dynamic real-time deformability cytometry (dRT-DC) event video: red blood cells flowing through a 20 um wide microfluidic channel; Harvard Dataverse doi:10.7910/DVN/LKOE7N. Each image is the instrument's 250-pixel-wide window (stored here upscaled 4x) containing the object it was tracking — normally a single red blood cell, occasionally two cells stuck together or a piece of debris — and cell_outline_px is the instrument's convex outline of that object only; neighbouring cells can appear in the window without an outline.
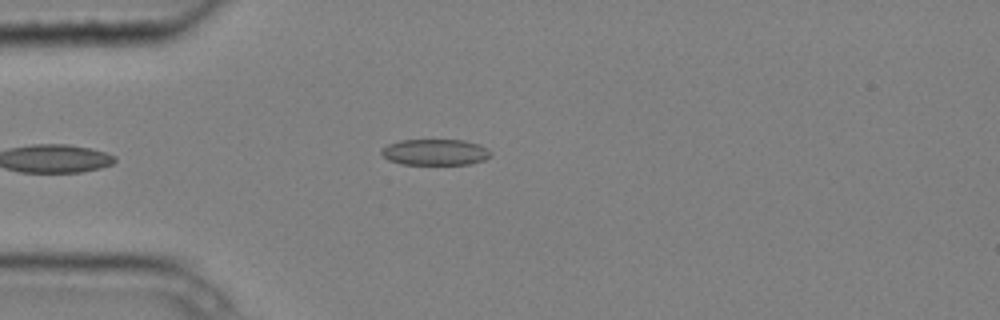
{"species": "common noctule bat (a hibernating species)", "species_latin": "Nyctalus noctula", "temperature_condition": "cold", "stored_images_in_passage": 6, "camera_frame_rate_fps": 3000, "um_per_image_px": 0.085, "animal": {"sex": "male", "body_mass_g": 20.4}, "frame": {"image": 1, "passage_image": 6, "time_ms": 1.667, "image_size_px": [1000, 320], "cell_outline_px": [[492, 152], [484, 160], [468, 164], [400, 164], [388, 160], [380, 152], [380, 148], [388, 144], [400, 140], [464, 140], [480, 144], [488, 148]], "centroid_in_image_um": [36.97, 12.93], "position_along_channel_um": 48.0, "area_um2": 16.7}}